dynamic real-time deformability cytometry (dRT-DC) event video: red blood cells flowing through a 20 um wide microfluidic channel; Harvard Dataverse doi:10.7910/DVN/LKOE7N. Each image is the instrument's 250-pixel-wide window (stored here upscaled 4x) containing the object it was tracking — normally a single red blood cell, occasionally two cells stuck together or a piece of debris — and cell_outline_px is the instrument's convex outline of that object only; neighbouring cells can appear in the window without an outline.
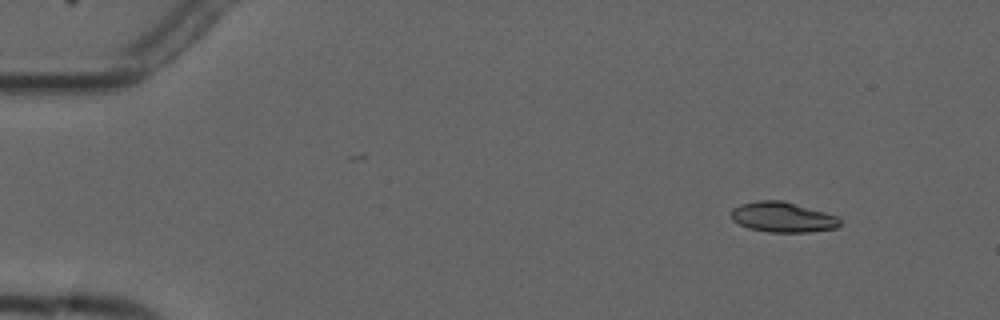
{"species": "common noctule bat (a hibernating species)", "species_latin": "Nyctalus noctula", "temperature_condition": "cold", "stored_images_in_passage": 5, "camera_frame_rate_fps": 3000, "um_per_image_px": 0.085, "animal": {"sex": "male", "forearm_length_mm": 52.5}, "frame": {"image": 1, "passage_image": 2, "time_ms": 1.0, "image_size_px": [1000, 320], "cell_outline_px": [[840, 224], [836, 228], [808, 232], [768, 232], [748, 228], [732, 220], [732, 208], [740, 204], [756, 200], [784, 200], [824, 212], [836, 216], [840, 220]], "centroid_in_image_um": [66.5, 18.45], "position_along_channel_um": 18.5, "area_um2": 19.13}}
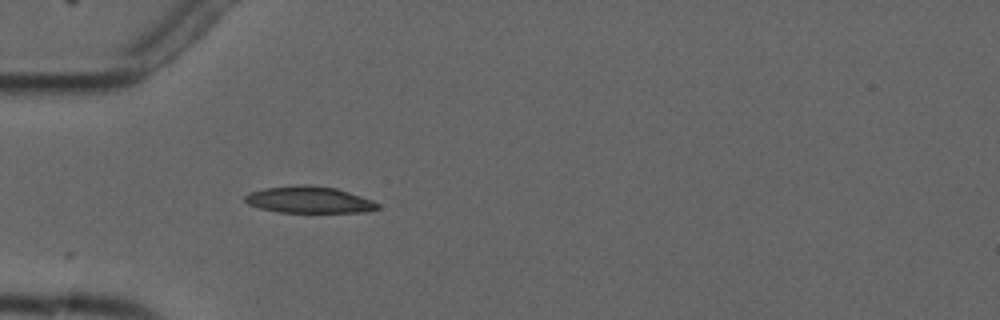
{"frame": {"image": 2, "passage_image": 5, "time_ms": 4.667, "image_size_px": [1000, 320], "cell_outline_px": [[380, 208], [364, 212], [280, 212], [260, 208], [248, 204], [244, 200], [244, 196], [252, 192], [264, 188], [304, 184], [308, 184], [336, 188], [372, 200], [380, 204]], "centroid_in_image_um": [26.28, 16.98], "position_along_channel_um": 58.7, "area_um2": 20.46}}